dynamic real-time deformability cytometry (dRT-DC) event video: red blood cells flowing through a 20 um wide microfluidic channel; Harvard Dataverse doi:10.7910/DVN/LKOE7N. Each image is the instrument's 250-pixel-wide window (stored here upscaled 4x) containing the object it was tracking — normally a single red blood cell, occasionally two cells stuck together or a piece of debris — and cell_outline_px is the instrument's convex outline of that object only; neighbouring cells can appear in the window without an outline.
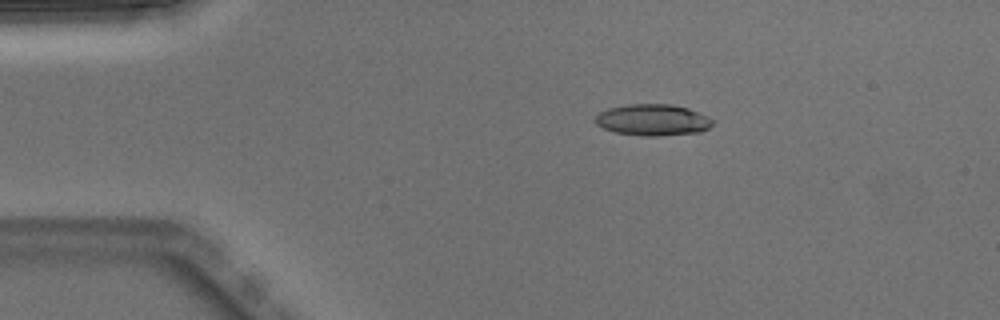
{"species": "Egyptian fruit bat (a non-hibernating species)", "species_latin": "Rousettus aegyptiacus", "temperature_condition": "warm", "stored_images_in_passage": 3, "camera_frame_rate_fps": 3000, "um_per_image_px": 0.085, "animal": {"sex": "male"}, "frame": {"image": 1, "passage_image": 1, "time_ms": 0.0, "image_size_px": [1000, 320], "cell_outline_px": [[716, 120], [708, 128], [700, 132], [660, 136], [644, 136], [616, 132], [604, 128], [596, 124], [596, 116], [600, 112], [608, 108], [628, 104], [672, 104], [688, 108], [708, 116]], "centroid_in_image_um": [55.52, 10.19], "position_along_channel_um": 29.5, "area_um2": 21.5}}
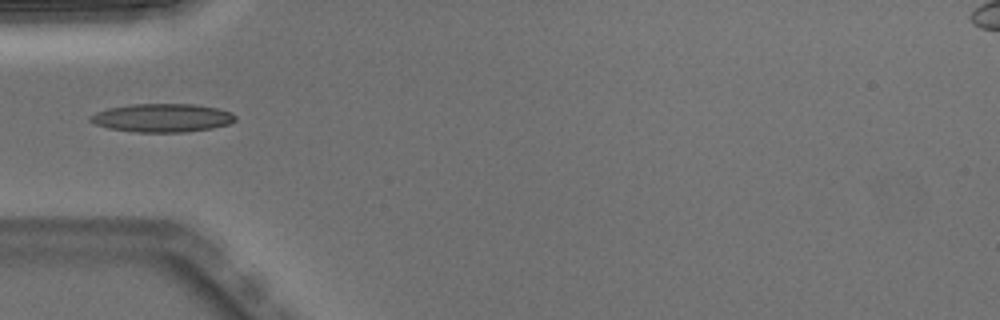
{"frame": {"image": 2, "passage_image": 3, "time_ms": 0.667, "image_size_px": [1000, 320], "cell_outline_px": [[236, 120], [228, 124], [212, 128], [184, 132], [136, 132], [108, 128], [96, 124], [88, 120], [88, 116], [96, 112], [108, 108], [132, 104], [196, 104], [220, 108], [232, 112], [236, 116]], "centroid_in_image_um": [13.8, 10.01], "position_along_channel_um": 71.2, "area_um2": 24.16}}